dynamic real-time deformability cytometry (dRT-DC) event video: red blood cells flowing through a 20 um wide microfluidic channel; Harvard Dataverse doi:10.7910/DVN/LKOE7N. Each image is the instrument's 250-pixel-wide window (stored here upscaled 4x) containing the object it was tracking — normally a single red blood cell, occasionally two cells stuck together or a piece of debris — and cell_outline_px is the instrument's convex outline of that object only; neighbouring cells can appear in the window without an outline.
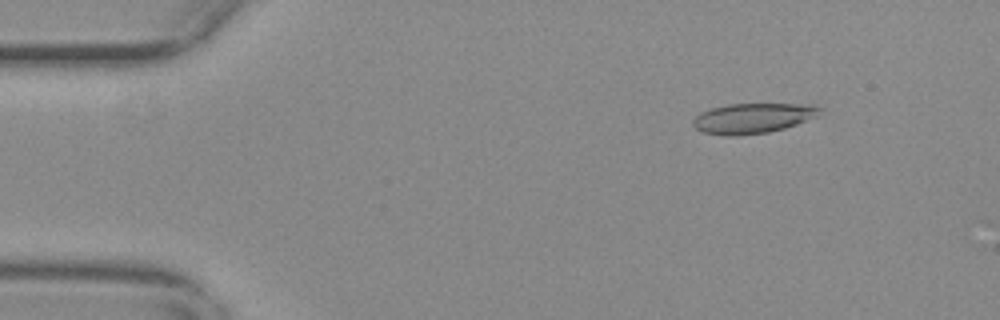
{"species": "common noctule bat (a hibernating species)", "species_latin": "Nyctalus noctula", "temperature_condition": "warm", "stored_images_in_passage": 29, "camera_frame_rate_fps": 3000, "um_per_image_px": 0.085, "animal": {"sex": "female", "body_mass_g": 29.2, "forearm_length_mm": 56.3}, "frame": {"image": 1, "passage_image": 7, "time_ms": 2.0, "image_size_px": [1000, 320], "cell_outline_px": [[820, 108], [816, 116], [796, 124], [784, 128], [768, 132], [736, 136], [728, 136], [704, 132], [696, 128], [692, 124], [692, 120], [700, 112], [712, 108], [728, 104], [816, 104]], "centroid_in_image_um": [63.96, 10.04], "position_along_channel_um": 21.0, "area_um2": 22.08}}
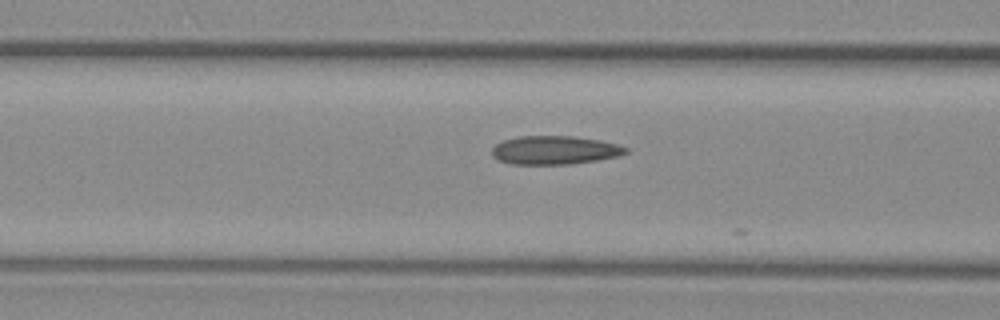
{"frame": {"image": 2, "passage_image": 22, "time_ms": 7.0, "image_size_px": [1000, 320], "cell_outline_px": [[628, 152], [620, 156], [572, 164], [512, 164], [500, 160], [492, 156], [492, 148], [496, 144], [504, 140], [516, 136], [572, 136], [600, 140], [616, 144], [628, 148]], "centroid_in_image_um": [47.15, 12.76], "position_along_channel_um": 119.4, "area_um2": 22.25}}
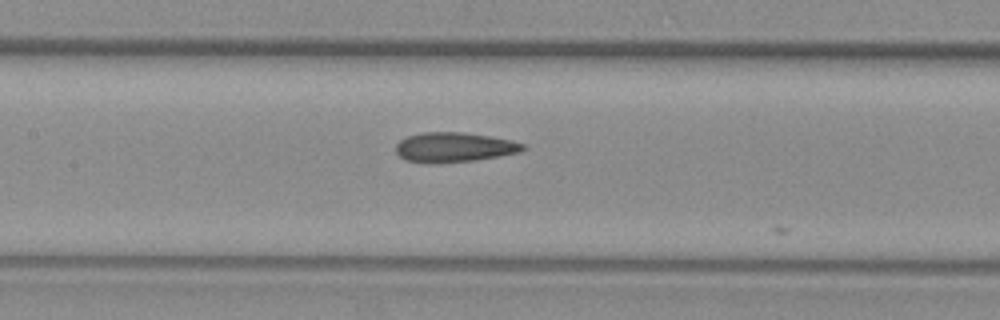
{"frame": {"image": 3, "passage_image": 26, "time_ms": 8.333, "image_size_px": [1000, 320], "cell_outline_px": [[528, 148], [520, 152], [500, 156], [476, 160], [440, 164], [428, 164], [404, 160], [396, 152], [396, 144], [400, 140], [408, 136], [424, 132], [460, 132], [488, 136], [512, 140], [524, 144]], "centroid_in_image_um": [38.6, 12.54], "position_along_channel_um": 168.8, "area_um2": 22.31}}